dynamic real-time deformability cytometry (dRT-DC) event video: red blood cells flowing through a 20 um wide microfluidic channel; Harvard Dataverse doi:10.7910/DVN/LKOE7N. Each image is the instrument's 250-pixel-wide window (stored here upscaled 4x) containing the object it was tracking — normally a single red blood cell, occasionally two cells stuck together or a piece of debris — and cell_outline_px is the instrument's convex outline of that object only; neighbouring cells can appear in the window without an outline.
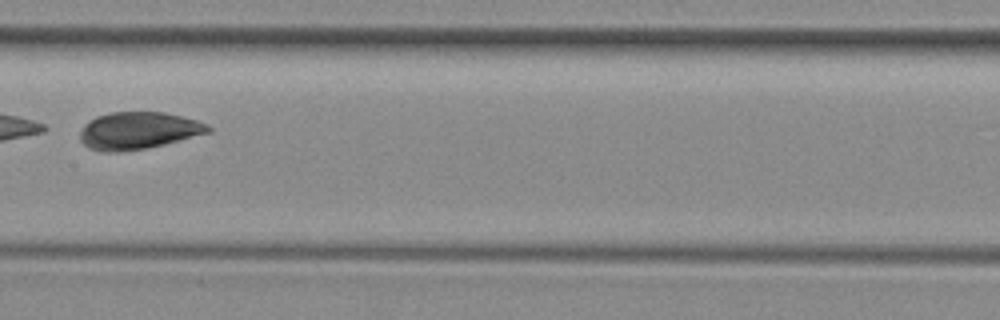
{"species": "common noctule bat (a hibernating species)", "species_latin": "Nyctalus noctula", "temperature_condition": "room temperature", "stored_images_in_passage": 5, "camera_frame_rate_fps": 3000, "um_per_image_px": 0.085, "animal": {"sex": "female", "body_mass_g": 29.2, "forearm_length_mm": 56.3}, "frame": {"image": 1, "passage_image": 4, "time_ms": 4.333, "image_size_px": [1000, 320], "cell_outline_px": [[212, 132], [164, 144], [144, 148], [120, 152], [104, 152], [88, 148], [80, 140], [80, 132], [84, 124], [88, 120], [96, 116], [112, 112], [164, 112], [196, 120], [208, 124], [212, 128]], "centroid_in_image_um": [11.74, 11.1], "position_along_channel_um": 195.7, "area_um2": 27.86}}
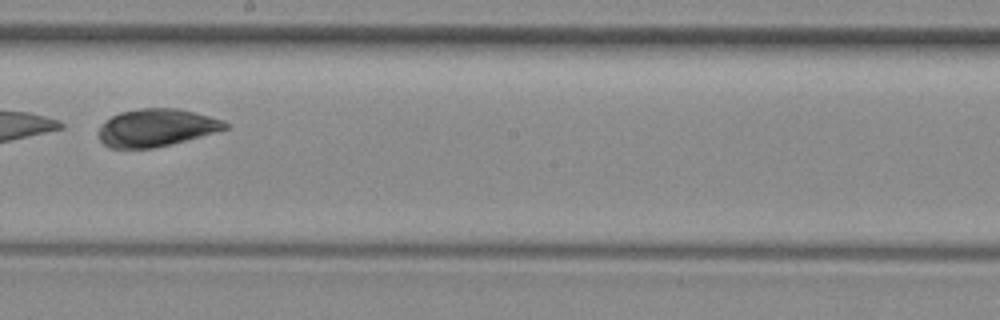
{"frame": {"image": 2, "passage_image": 5, "time_ms": 5.333, "image_size_px": [1000, 320], "cell_outline_px": [[228, 128], [200, 136], [156, 148], [108, 148], [100, 140], [96, 132], [100, 124], [112, 116], [120, 112], [140, 108], [180, 108], [224, 120], [228, 124]], "centroid_in_image_um": [13.24, 10.85], "position_along_channel_um": 235.0, "area_um2": 27.86}}